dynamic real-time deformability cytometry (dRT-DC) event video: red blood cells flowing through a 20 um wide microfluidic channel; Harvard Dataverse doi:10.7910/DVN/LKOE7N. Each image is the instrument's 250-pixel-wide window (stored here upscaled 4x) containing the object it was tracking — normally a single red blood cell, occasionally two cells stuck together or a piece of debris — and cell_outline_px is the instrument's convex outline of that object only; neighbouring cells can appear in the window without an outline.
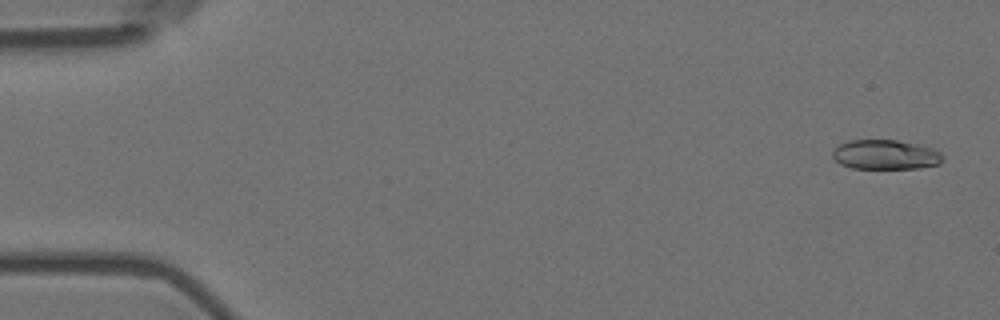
{"species": "Egyptian fruit bat (a non-hibernating species)", "species_latin": "Rousettus aegyptiacus", "temperature_condition": "room temperature", "stored_images_in_passage": 19, "camera_frame_rate_fps": 3000, "um_per_image_px": 0.085, "animal": {"sex": "female"}, "frame": {"image": 1, "passage_image": 2, "time_ms": 0.333, "image_size_px": [1000, 320], "cell_outline_px": [[944, 156], [940, 164], [920, 168], [852, 168], [840, 164], [832, 156], [832, 152], [840, 144], [848, 140], [896, 140], [932, 148], [940, 152]], "centroid_in_image_um": [75.27, 13.15], "position_along_channel_um": 9.7, "area_um2": 18.9}}
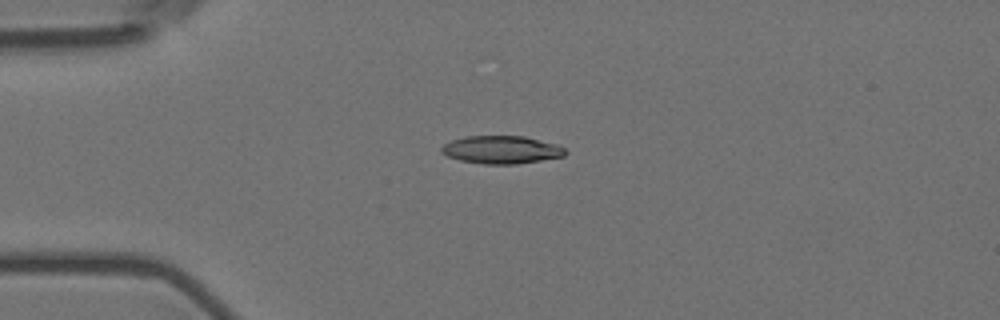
{"frame": {"image": 2, "passage_image": 14, "time_ms": 4.333, "image_size_px": [1000, 320], "cell_outline_px": [[568, 152], [564, 156], [516, 164], [484, 164], [460, 160], [448, 156], [440, 152], [440, 148], [444, 144], [452, 140], [464, 136], [524, 136], [556, 144], [564, 148]], "centroid_in_image_um": [42.61, 12.72], "position_along_channel_um": 42.4, "area_um2": 20.06}}